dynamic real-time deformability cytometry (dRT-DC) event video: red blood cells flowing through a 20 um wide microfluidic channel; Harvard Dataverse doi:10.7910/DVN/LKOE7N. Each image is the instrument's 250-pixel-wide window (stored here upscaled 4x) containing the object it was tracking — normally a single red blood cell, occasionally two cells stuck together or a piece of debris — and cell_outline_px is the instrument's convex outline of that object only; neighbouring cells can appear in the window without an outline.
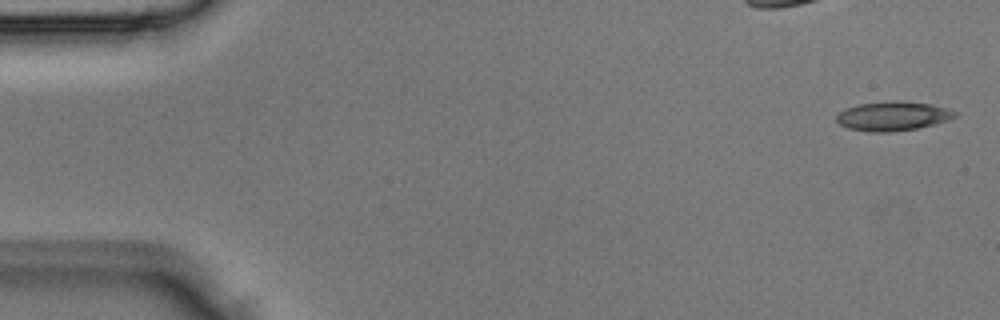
{"species": "Egyptian fruit bat (a non-hibernating species)", "species_latin": "Rousettus aegyptiacus", "temperature_condition": "room temperature", "stored_images_in_passage": 4, "camera_frame_rate_fps": 3000, "um_per_image_px": 0.085, "animal": {"sex": "male"}, "frame": {"image": 1, "passage_image": 1, "time_ms": 0.0, "image_size_px": [1000, 320], "cell_outline_px": [[960, 112], [956, 116], [948, 120], [916, 128], [888, 132], [868, 132], [848, 128], [840, 124], [836, 120], [836, 116], [840, 112], [848, 108], [860, 104], [896, 100], [900, 100], [928, 104], [948, 108]], "centroid_in_image_um": [75.91, 9.86], "position_along_channel_um": 9.1, "area_um2": 20.0}}